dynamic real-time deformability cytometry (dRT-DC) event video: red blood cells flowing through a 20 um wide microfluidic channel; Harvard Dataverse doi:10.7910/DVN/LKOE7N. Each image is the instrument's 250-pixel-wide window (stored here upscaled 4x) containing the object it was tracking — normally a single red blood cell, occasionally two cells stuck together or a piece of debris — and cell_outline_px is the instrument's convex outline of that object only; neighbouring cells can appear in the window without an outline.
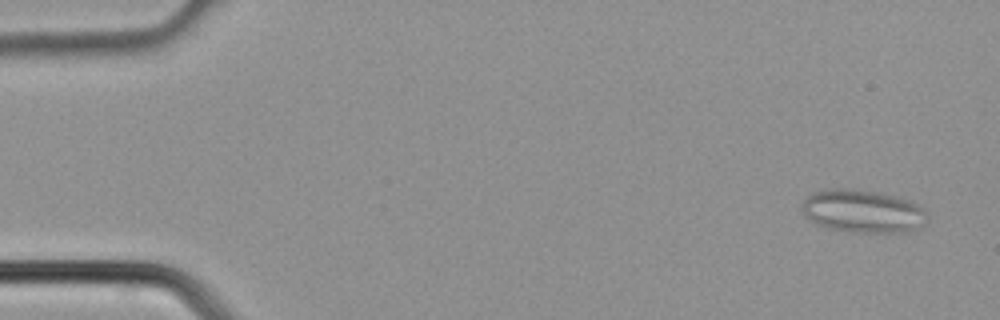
{"species": "common noctule bat (a hibernating species)", "species_latin": "Nyctalus noctula", "temperature_condition": "cold", "stored_images_in_passage": 2, "camera_frame_rate_fps": 3000, "um_per_image_px": 0.085, "animal": {"sex": "male", "body_mass_g": 21.5, "forearm_length_mm": 52.0}, "frame": {"image": 1, "passage_image": 2, "time_ms": 0.333, "image_size_px": [1000, 320], "cell_outline_px": [[928, 216], [920, 228], [908, 232], [856, 232], [832, 228], [816, 224], [804, 216], [800, 204], [812, 192], [832, 188], [848, 188], [880, 192], [896, 196], [908, 200], [924, 208], [928, 212]], "centroid_in_image_um": [73.34, 17.94], "position_along_channel_um": 11.7, "area_um2": 31.56}}